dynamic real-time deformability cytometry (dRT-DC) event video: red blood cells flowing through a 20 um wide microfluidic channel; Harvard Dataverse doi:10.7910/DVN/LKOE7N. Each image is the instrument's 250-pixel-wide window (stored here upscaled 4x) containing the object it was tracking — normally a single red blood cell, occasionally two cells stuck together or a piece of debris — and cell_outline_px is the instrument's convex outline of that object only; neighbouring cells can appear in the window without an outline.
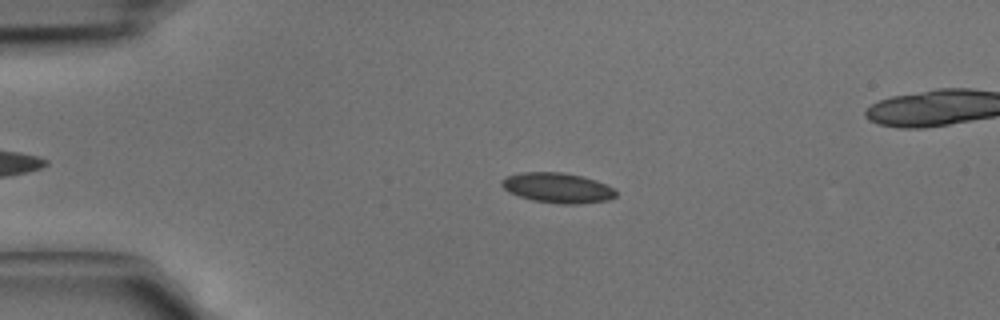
{"species": "common noctule bat (a hibernating species)", "species_latin": "Nyctalus noctula", "temperature_condition": "cold", "stored_images_in_passage": 39, "camera_frame_rate_fps": 3000, "um_per_image_px": 0.085, "animal": {"sex": "male", "body_mass_g": 15.6}, "frame": {"image": 1, "passage_image": 10, "time_ms": 3.0, "image_size_px": [1000, 320], "cell_outline_px": [[616, 196], [608, 200], [576, 204], [560, 204], [532, 200], [508, 192], [500, 184], [500, 180], [508, 176], [524, 172], [560, 172], [580, 176], [596, 180], [612, 188], [616, 192]], "centroid_in_image_um": [47.36, 15.97], "position_along_channel_um": 37.6, "area_um2": 19.83}}
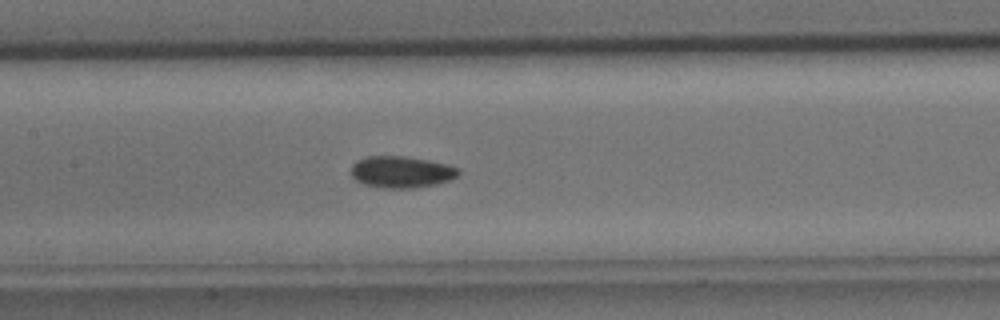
{"frame": {"image": 2, "passage_image": 21, "time_ms": 6.667, "image_size_px": [1000, 320], "cell_outline_px": [[460, 172], [456, 176], [448, 180], [436, 184], [412, 188], [380, 188], [364, 184], [356, 180], [352, 176], [352, 164], [356, 160], [368, 156], [404, 156], [428, 160], [448, 164], [460, 168]], "centroid_in_image_um": [34.11, 14.61], "position_along_channel_um": 173.3, "area_um2": 19.83}}
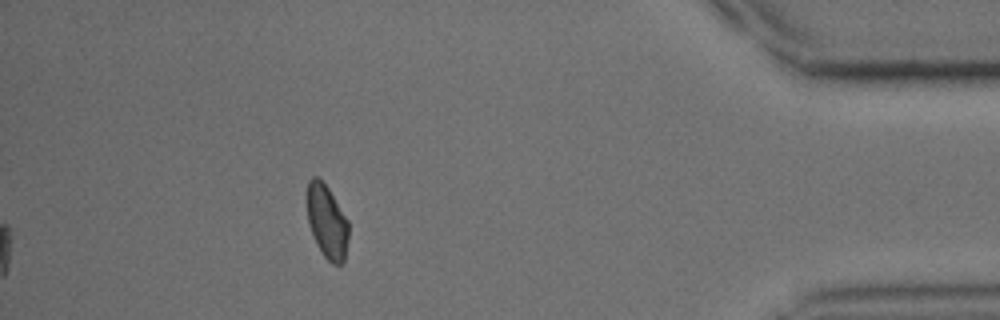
{"frame": {"image": 3, "passage_image": 39, "time_ms": 12.667, "image_size_px": [1000, 320], "cell_outline_px": [[348, 240], [344, 260], [340, 264], [332, 264], [324, 256], [308, 224], [308, 180], [312, 176], [316, 176], [328, 188], [348, 220]], "centroid_in_image_um": [27.81, 18.84], "position_along_channel_um": 407.4, "area_um2": 17.34}}